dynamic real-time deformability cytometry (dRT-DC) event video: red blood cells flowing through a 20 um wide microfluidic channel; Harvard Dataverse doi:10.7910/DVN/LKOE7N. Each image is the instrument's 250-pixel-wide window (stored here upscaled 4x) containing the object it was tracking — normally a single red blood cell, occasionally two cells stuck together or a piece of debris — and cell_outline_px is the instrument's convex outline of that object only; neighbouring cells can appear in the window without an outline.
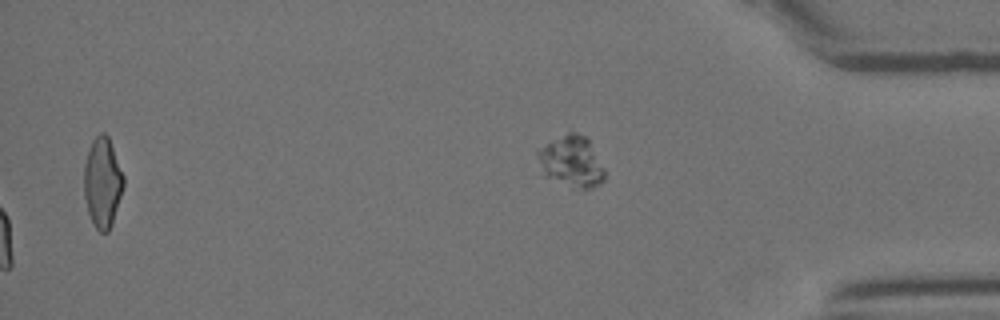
{"species": "Egyptian fruit bat (a non-hibernating species)", "species_latin": "Rousettus aegyptiacus", "temperature_condition": "room temperature", "stored_images_in_passage": 53, "camera_frame_rate_fps": 3000, "um_per_image_px": 0.085, "animal": {"sex": "female"}, "frame": {"image": 1, "passage_image": 53, "time_ms": 17.333, "image_size_px": [1000, 320], "cell_outline_px": [[604, 180], [600, 184], [592, 188], [580, 188], [544, 176], [536, 156], [536, 148], [568, 132], [576, 132], [584, 136], [588, 140], [604, 168]], "centroid_in_image_um": [48.54, 13.7], "position_along_channel_um": 386.7, "area_um2": 19.71}, "authors_computed_cell_mechanics": {"area_um2": 22.253, "velocity_mm_per_s": 3.9275, "shape_relaxation_time_tau1_ms": 7.8763, "shape_relaxation_time_tau2_ms": 1.0831, "deformation_change_tau1": 0.1853, "deformation_change_tau2": 0.0698}}